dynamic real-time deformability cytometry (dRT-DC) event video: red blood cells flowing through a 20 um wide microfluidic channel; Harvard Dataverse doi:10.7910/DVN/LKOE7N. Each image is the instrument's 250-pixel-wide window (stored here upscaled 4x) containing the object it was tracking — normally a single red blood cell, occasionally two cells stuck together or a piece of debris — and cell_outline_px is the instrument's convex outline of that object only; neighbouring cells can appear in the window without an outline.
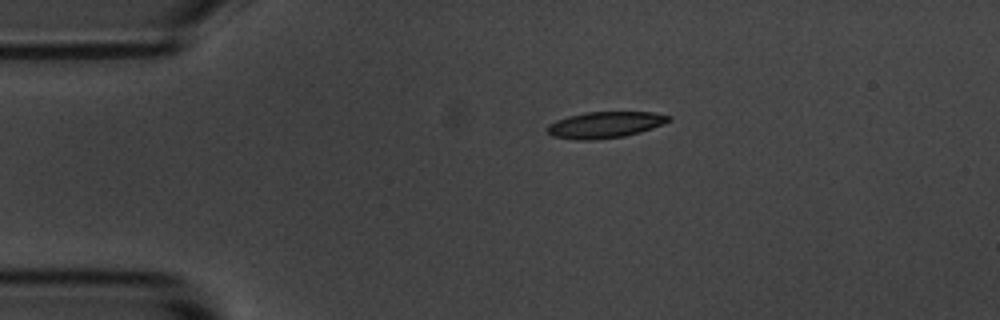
{"species": "common noctule bat (a hibernating species)", "species_latin": "Nyctalus noctula", "temperature_condition": "room temperature", "stored_images_in_passage": 2, "camera_frame_rate_fps": 3000, "um_per_image_px": 0.085, "animal": {"sex": "male", "body_mass_g": 20.1, "forearm_length_mm": 53.5}, "frame": {"image": 1, "passage_image": 1, "time_ms": 0.0, "image_size_px": [1000, 320], "cell_outline_px": [[672, 120], [652, 128], [640, 132], [624, 136], [592, 140], [576, 140], [552, 136], [544, 128], [548, 124], [556, 120], [568, 116], [584, 112], [652, 112], [672, 116]], "centroid_in_image_um": [51.4, 10.6], "position_along_channel_um": 33.6, "area_um2": 18.73}}